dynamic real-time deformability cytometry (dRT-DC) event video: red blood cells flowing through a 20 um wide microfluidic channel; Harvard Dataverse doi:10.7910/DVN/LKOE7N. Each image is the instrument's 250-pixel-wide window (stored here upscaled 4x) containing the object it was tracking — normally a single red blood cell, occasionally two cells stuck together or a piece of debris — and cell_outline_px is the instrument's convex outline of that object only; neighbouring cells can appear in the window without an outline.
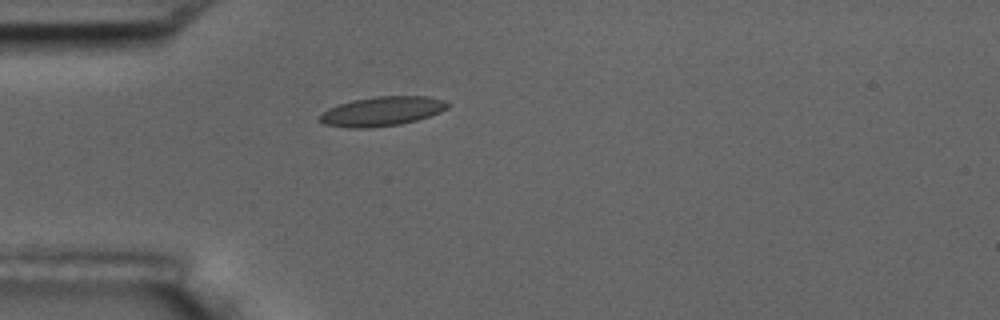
{"species": "common noctule bat (a hibernating species)", "species_latin": "Nyctalus noctula", "temperature_condition": "room temperature", "stored_images_in_passage": 13, "camera_frame_rate_fps": 3000, "um_per_image_px": 0.085, "animal": {"sex": "male", "body_mass_g": 17.5, "forearm_length_mm": 52.3}, "frame": {"image": 1, "passage_image": 1, "time_ms": 0.0, "image_size_px": [1000, 320], "cell_outline_px": [[452, 104], [448, 108], [440, 112], [416, 120], [400, 124], [368, 128], [348, 128], [324, 124], [316, 120], [328, 108], [352, 100], [376, 96], [428, 96], [448, 100]], "centroid_in_image_um": [32.5, 9.45], "position_along_channel_um": 52.5, "area_um2": 22.08}}
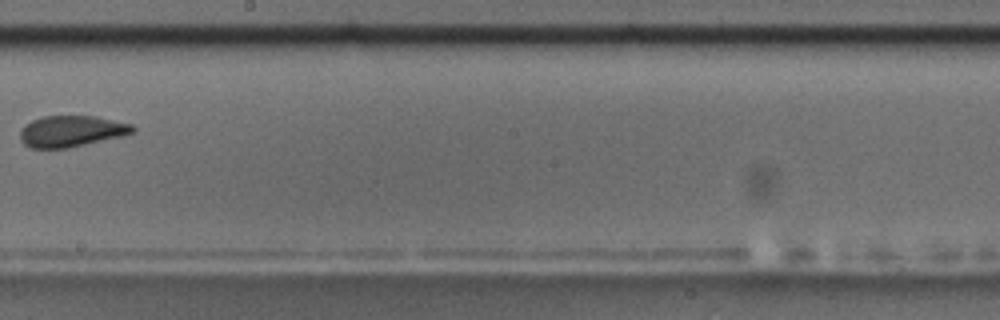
{"frame": {"image": 2, "passage_image": 6, "time_ms": 5.667, "image_size_px": [1000, 320], "cell_outline_px": [[136, 132], [124, 136], [68, 148], [32, 148], [24, 144], [20, 140], [20, 132], [24, 124], [32, 120], [44, 116], [96, 116], [132, 124], [136, 128]], "centroid_in_image_um": [6.1, 11.15], "position_along_channel_um": 242.1, "area_um2": 20.69}, "authors_computed_cell_mechanics": {"area_um2": 21.097, "velocity_mm_per_s": 3.515, "shape_relaxation_time_tau1_ms": null, "shape_relaxation_time_tau2_ms": 1.9276, "deformation_change_tau1": null, "deformation_change_tau2": 0.0668}}